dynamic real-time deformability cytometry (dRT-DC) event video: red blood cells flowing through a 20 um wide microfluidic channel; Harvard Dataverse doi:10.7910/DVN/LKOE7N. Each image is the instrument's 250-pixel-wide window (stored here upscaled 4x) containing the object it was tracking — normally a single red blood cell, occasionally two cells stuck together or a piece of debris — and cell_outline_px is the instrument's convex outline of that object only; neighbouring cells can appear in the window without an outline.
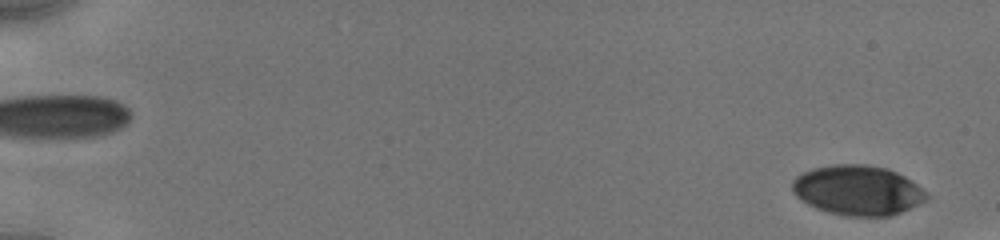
{"species": "human", "species_latin": "Homo sapiens", "temperature_condition": "cold", "stored_images_in_passage": 9, "segment_of_instrument_passage": [1, 2], "camera_frame_rate_fps": 3000, "um_per_image_px": 0.085, "donor": {"sex": "male"}, "frame": {"image": 1, "passage_image": 1, "time_ms": 0.0, "image_size_px": [1000, 240], "cell_outline_px": [[928, 196], [924, 200], [900, 212], [888, 216], [844, 216], [828, 212], [816, 208], [800, 200], [792, 192], [792, 180], [796, 176], [804, 172], [816, 168], [836, 164], [868, 164], [888, 168], [904, 176], [916, 184]], "centroid_in_image_um": [72.85, 16.17], "position_along_channel_um": 12.1, "area_um2": 38.73}}
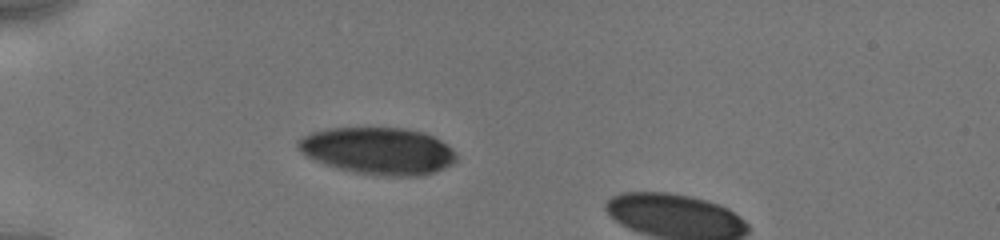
{"frame": {"image": 2, "passage_image": 6, "time_ms": 5.0, "image_size_px": [1000, 240], "cell_outline_px": [[456, 160], [452, 164], [444, 168], [432, 172], [416, 176], [380, 176], [356, 172], [324, 164], [300, 152], [296, 144], [304, 136], [312, 132], [328, 128], [404, 128], [424, 132], [448, 144], [456, 152]], "centroid_in_image_um": [32.17, 12.82], "position_along_channel_um": 52.8, "area_um2": 43.18}}